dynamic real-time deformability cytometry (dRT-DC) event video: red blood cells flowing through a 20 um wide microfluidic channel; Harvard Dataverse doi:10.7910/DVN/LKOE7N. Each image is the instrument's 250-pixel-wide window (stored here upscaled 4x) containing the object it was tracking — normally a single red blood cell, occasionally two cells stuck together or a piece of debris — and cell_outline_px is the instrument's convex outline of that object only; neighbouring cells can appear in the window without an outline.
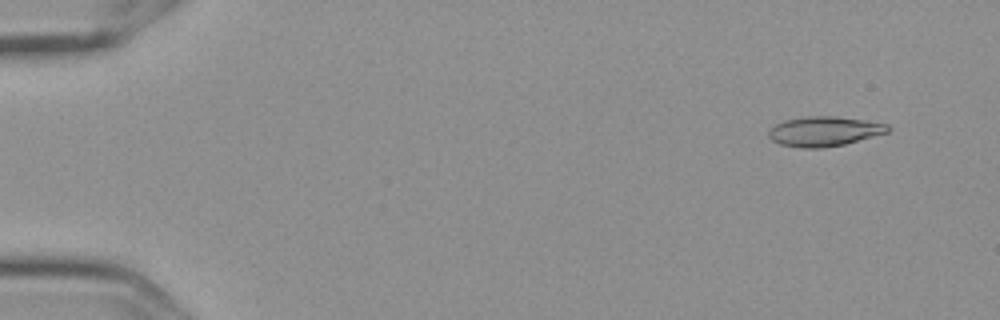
{"species": "Egyptian fruit bat (a non-hibernating species)", "species_latin": "Rousettus aegyptiacus", "temperature_condition": "cold", "stored_images_in_passage": 56, "camera_frame_rate_fps": 3000, "um_per_image_px": 0.085, "frame": {"image": 1, "passage_image": 4, "time_ms": 1.0, "image_size_px": [1000, 320], "cell_outline_px": [[892, 128], [888, 132], [844, 144], [820, 148], [800, 148], [780, 144], [772, 140], [768, 136], [768, 132], [776, 124], [784, 120], [808, 116], [836, 116], [864, 120], [888, 124]], "centroid_in_image_um": [70.06, 11.16], "position_along_channel_um": 14.9, "area_um2": 20.58}}
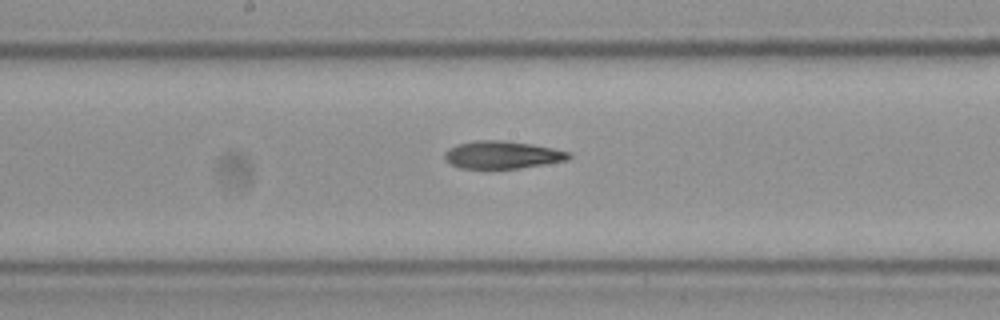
{"frame": {"image": 2, "passage_image": 30, "time_ms": 9.667, "image_size_px": [1000, 320], "cell_outline_px": [[572, 156], [568, 160], [520, 168], [460, 168], [452, 164], [444, 156], [444, 152], [448, 148], [456, 144], [476, 140], [504, 140], [532, 144], [572, 152]], "centroid_in_image_um": [42.71, 13.15], "position_along_channel_um": 205.5, "area_um2": 20.0}}
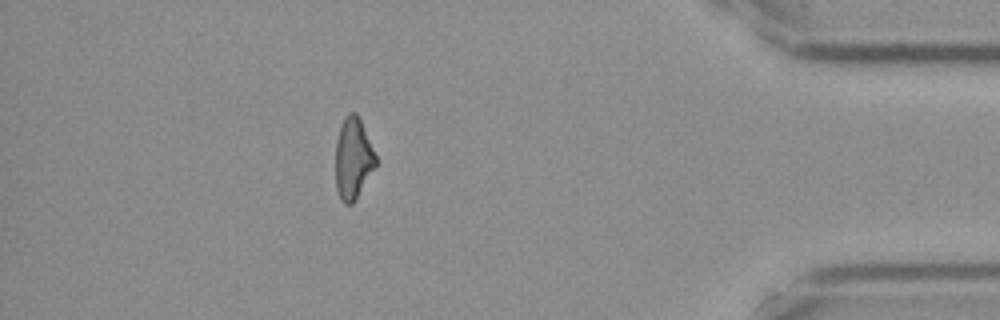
{"frame": {"image": 3, "passage_image": 50, "time_ms": 16.333, "image_size_px": [1000, 320], "cell_outline_px": [[376, 164], [356, 200], [352, 204], [344, 204], [340, 200], [336, 188], [336, 140], [340, 124], [344, 116], [348, 112], [356, 112], [360, 120], [376, 156]], "centroid_in_image_um": [29.98, 13.48], "position_along_channel_um": 405.2, "area_um2": 19.02}, "authors_computed_cell_mechanics": {"area_um2": 20.3456, "velocity_mm_per_s": 3.6153, "shape_relaxation_time_tau1_ms": null, "shape_relaxation_time_tau2_ms": 7.0351, "deformation_change_tau1": null, "deformation_change_tau2": 0.1692}}